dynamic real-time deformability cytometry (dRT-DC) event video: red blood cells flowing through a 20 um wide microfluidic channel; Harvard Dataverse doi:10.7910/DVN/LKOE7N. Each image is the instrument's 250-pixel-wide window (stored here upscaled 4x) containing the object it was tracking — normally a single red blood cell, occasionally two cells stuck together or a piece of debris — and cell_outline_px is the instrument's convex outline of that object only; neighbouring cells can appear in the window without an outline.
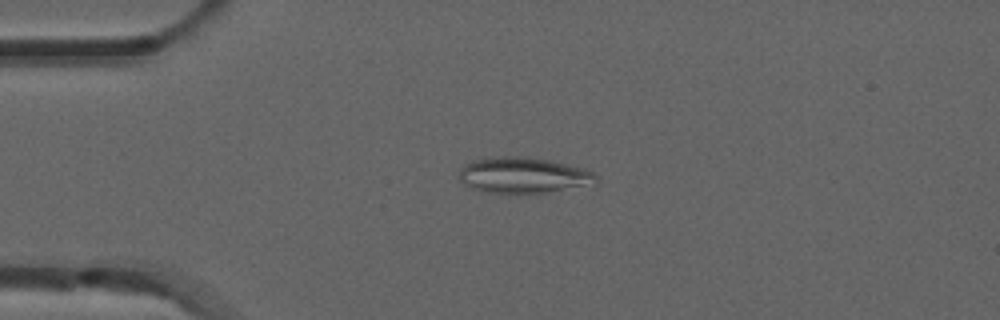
{"species": "common noctule bat (a hibernating species)", "species_latin": "Nyctalus noctula", "temperature_condition": "room temperature", "stored_images_in_passage": 3, "camera_frame_rate_fps": 3000, "um_per_image_px": 0.085, "animal": {"sex": "male", "forearm_length_mm": 52.5}, "frame": {"image": 1, "passage_image": 2, "time_ms": 0.333, "image_size_px": [1000, 320], "cell_outline_px": [[600, 180], [596, 184], [544, 192], [488, 192], [464, 184], [460, 180], [460, 168], [464, 164], [472, 160], [484, 156], [528, 156], [552, 160], [584, 168], [592, 172]], "centroid_in_image_um": [44.5, 14.85], "position_along_channel_um": 40.5, "area_um2": 28.67}}